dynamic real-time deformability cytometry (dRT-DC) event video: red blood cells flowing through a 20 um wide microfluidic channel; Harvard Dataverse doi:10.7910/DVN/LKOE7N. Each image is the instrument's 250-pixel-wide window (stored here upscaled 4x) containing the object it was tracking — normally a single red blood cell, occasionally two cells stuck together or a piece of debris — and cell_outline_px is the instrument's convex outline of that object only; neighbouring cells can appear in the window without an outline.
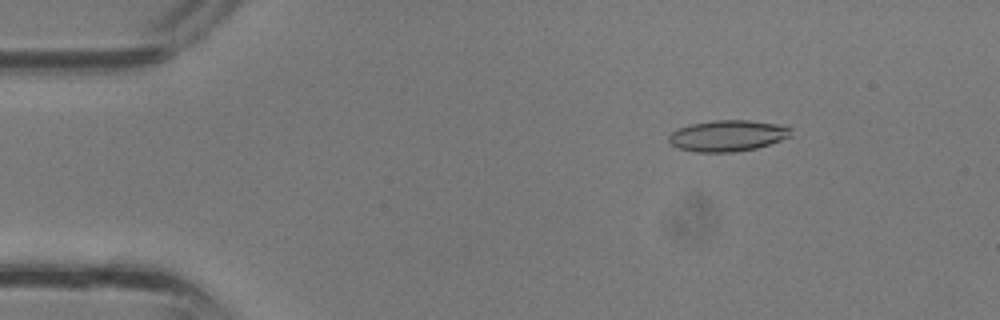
{"species": "common noctule bat (a hibernating species)", "species_latin": "Nyctalus noctula", "temperature_condition": "room temperature", "stored_images_in_passage": 34, "camera_frame_rate_fps": 3000, "um_per_image_px": 0.085, "animal": {"sex": "male", "body_mass_g": 13.3}, "frame": {"image": 1, "passage_image": 4, "time_ms": 1.0, "image_size_px": [1000, 320], "cell_outline_px": [[792, 136], [756, 148], [736, 152], [696, 152], [680, 148], [672, 144], [668, 140], [668, 136], [672, 132], [680, 128], [692, 124], [716, 120], [748, 120], [776, 124], [792, 128]], "centroid_in_image_um": [61.87, 11.54], "position_along_channel_um": 23.1, "area_um2": 21.96}}
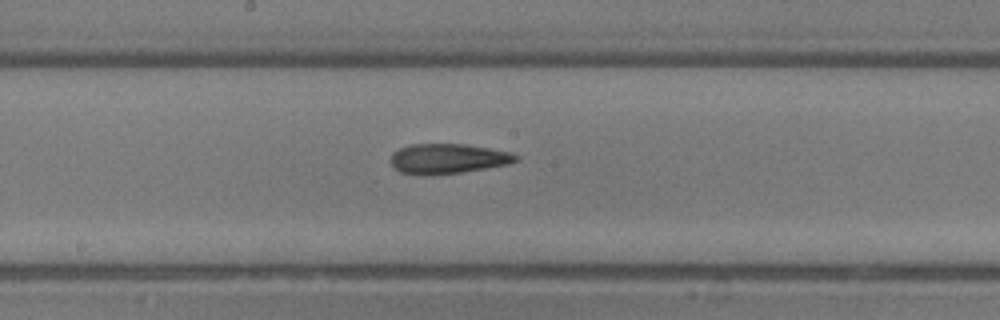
{"frame": {"image": 2, "passage_image": 18, "time_ms": 5.667, "image_size_px": [1000, 320], "cell_outline_px": [[520, 156], [516, 160], [508, 164], [460, 172], [432, 176], [424, 176], [400, 172], [392, 168], [392, 152], [408, 144], [464, 144], [512, 152]], "centroid_in_image_um": [38.02, 13.49], "position_along_channel_um": 210.2, "area_um2": 21.96}}
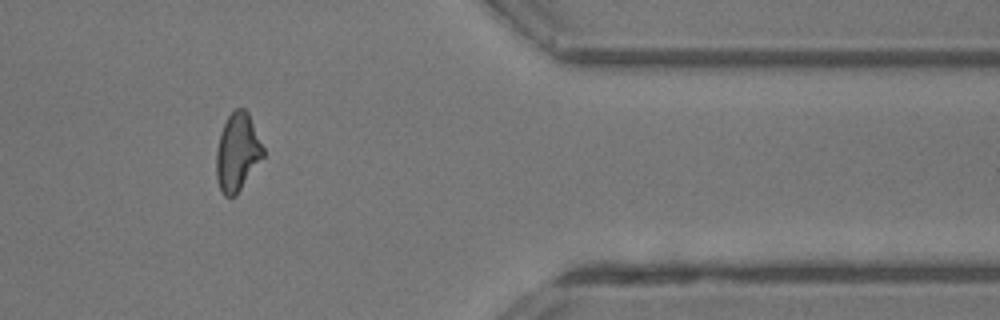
{"frame": {"image": 3, "passage_image": 29, "time_ms": 9.333, "image_size_px": [1000, 320], "cell_outline_px": [[264, 156], [236, 196], [224, 196], [220, 188], [216, 176], [216, 152], [220, 136], [224, 124], [228, 116], [236, 108], [244, 108], [248, 112], [264, 148]], "centroid_in_image_um": [20.19, 12.95], "position_along_channel_um": 391.2, "area_um2": 21.1}}